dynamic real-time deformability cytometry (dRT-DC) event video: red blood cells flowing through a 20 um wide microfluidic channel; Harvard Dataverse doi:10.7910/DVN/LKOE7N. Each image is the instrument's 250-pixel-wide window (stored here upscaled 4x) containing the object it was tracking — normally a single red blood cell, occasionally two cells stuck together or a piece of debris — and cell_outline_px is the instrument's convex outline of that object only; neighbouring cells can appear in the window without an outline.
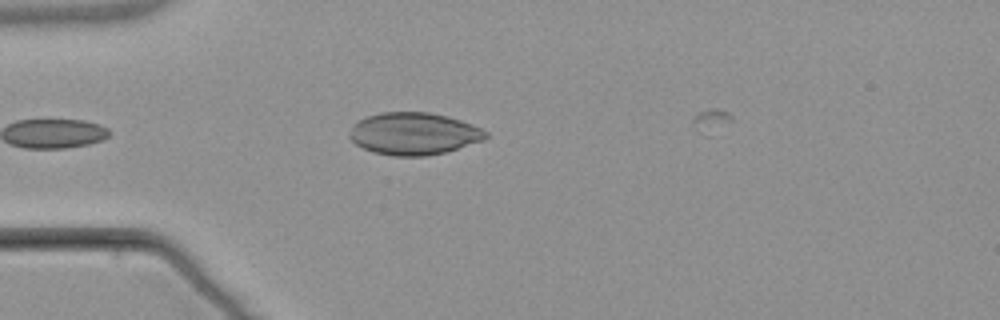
{"species": "common noctule bat (a hibernating species)", "species_latin": "Nyctalus noctula", "temperature_condition": "warm", "stored_images_in_passage": 5, "camera_frame_rate_fps": 3000, "um_per_image_px": 0.085, "animal": {"sex": "male", "body_mass_g": 21.5, "forearm_length_mm": 52.0}, "frame": {"image": 1, "passage_image": 4, "time_ms": 3.667, "image_size_px": [1000, 320], "cell_outline_px": [[488, 136], [484, 140], [444, 152], [424, 156], [392, 156], [372, 152], [356, 144], [348, 136], [352, 124], [364, 116], [380, 112], [428, 112], [448, 116], [472, 124], [488, 132]], "centroid_in_image_um": [35.14, 11.35], "position_along_channel_um": 49.9, "area_um2": 33.7}}